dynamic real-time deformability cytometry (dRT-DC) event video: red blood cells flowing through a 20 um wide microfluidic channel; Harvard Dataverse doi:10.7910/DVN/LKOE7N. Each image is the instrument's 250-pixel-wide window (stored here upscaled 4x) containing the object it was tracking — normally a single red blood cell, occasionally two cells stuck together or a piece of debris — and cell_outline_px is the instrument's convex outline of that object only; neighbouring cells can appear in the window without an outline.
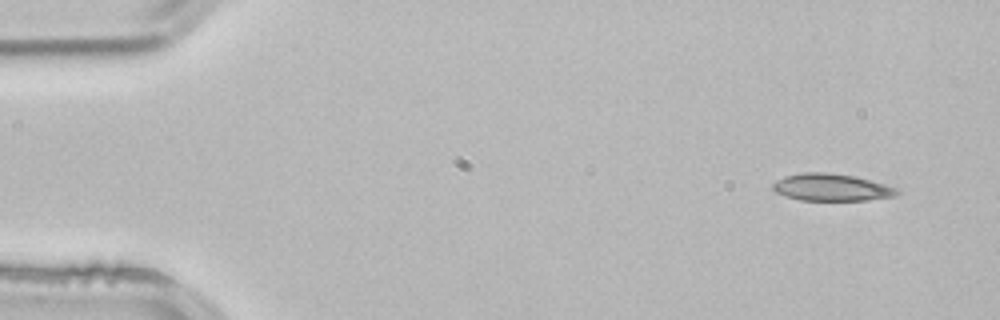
{"species": "common noctule bat (a hibernating species)", "species_latin": "Nyctalus noctula", "temperature_condition": "room temperature", "stored_images_in_passage": 3, "camera_frame_rate_fps": 3000, "um_per_image_px": 0.085, "animal": {"sex": "male", "body_mass_g": 21.5, "forearm_length_mm": 52.0}, "frame": {"image": 1, "passage_image": 1, "time_ms": 0.0, "image_size_px": [1000, 320], "cell_outline_px": [[900, 192], [896, 196], [868, 200], [800, 200], [776, 192], [772, 188], [772, 184], [776, 180], [784, 176], [804, 172], [828, 172], [856, 176], [884, 184], [896, 188]], "centroid_in_image_um": [70.68, 15.92], "position_along_channel_um": 14.3, "area_um2": 19.65}}